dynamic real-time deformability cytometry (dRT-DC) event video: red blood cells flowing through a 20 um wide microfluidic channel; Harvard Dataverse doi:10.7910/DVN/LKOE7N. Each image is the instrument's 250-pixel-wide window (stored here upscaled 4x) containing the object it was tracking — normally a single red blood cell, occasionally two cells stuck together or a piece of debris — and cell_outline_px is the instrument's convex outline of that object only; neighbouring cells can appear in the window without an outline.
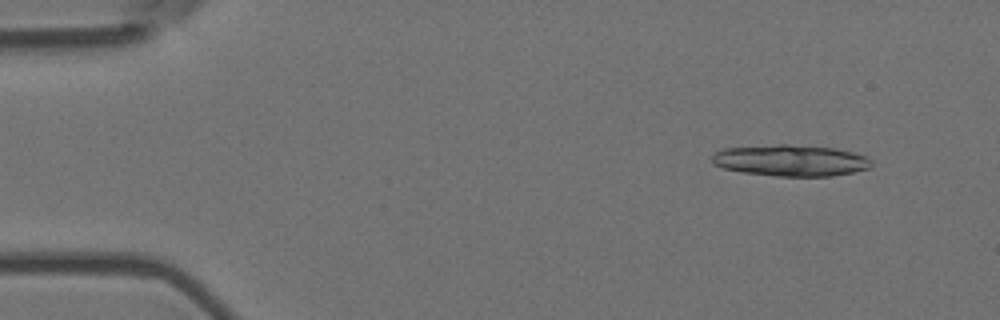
{"species": "Egyptian fruit bat (a non-hibernating species)", "species_latin": "Rousettus aegyptiacus", "temperature_condition": "room temperature", "stored_images_in_passage": 13, "camera_frame_rate_fps": 3000, "um_per_image_px": 0.085, "animal": {"sex": "female"}, "frame": {"image": 1, "passage_image": 5, "time_ms": 1.333, "image_size_px": [1000, 320], "cell_outline_px": [[872, 164], [868, 168], [852, 172], [832, 176], [772, 176], [744, 172], [724, 168], [716, 164], [712, 160], [712, 156], [716, 152], [724, 148], [776, 144], [788, 144], [836, 148], [852, 152], [864, 156], [872, 160]], "centroid_in_image_um": [67.22, 13.63], "position_along_channel_um": 17.8, "area_um2": 29.02}}